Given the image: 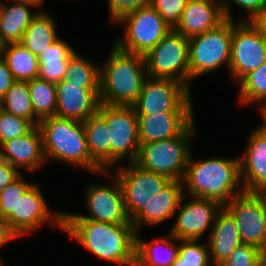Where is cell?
<instances>
[{
  "mask_svg": "<svg viewBox=\"0 0 266 266\" xmlns=\"http://www.w3.org/2000/svg\"><path fill=\"white\" fill-rule=\"evenodd\" d=\"M62 231L102 260L119 266L136 265V231L133 224L63 219Z\"/></svg>",
  "mask_w": 266,
  "mask_h": 266,
  "instance_id": "1",
  "label": "cell"
},
{
  "mask_svg": "<svg viewBox=\"0 0 266 266\" xmlns=\"http://www.w3.org/2000/svg\"><path fill=\"white\" fill-rule=\"evenodd\" d=\"M190 154L187 170L183 179L187 196L213 199L222 206L234 197L243 194L241 182L240 159L211 158L194 160Z\"/></svg>",
  "mask_w": 266,
  "mask_h": 266,
  "instance_id": "2",
  "label": "cell"
},
{
  "mask_svg": "<svg viewBox=\"0 0 266 266\" xmlns=\"http://www.w3.org/2000/svg\"><path fill=\"white\" fill-rule=\"evenodd\" d=\"M100 67L101 103L133 106L149 77L144 55L120 50L115 44Z\"/></svg>",
  "mask_w": 266,
  "mask_h": 266,
  "instance_id": "3",
  "label": "cell"
},
{
  "mask_svg": "<svg viewBox=\"0 0 266 266\" xmlns=\"http://www.w3.org/2000/svg\"><path fill=\"white\" fill-rule=\"evenodd\" d=\"M38 128L46 161L59 160L97 174H109L91 158L83 122L52 116L39 121Z\"/></svg>",
  "mask_w": 266,
  "mask_h": 266,
  "instance_id": "4",
  "label": "cell"
},
{
  "mask_svg": "<svg viewBox=\"0 0 266 266\" xmlns=\"http://www.w3.org/2000/svg\"><path fill=\"white\" fill-rule=\"evenodd\" d=\"M193 122L180 136L141 144L134 162L143 170L183 181L191 154L190 139L196 136Z\"/></svg>",
  "mask_w": 266,
  "mask_h": 266,
  "instance_id": "5",
  "label": "cell"
},
{
  "mask_svg": "<svg viewBox=\"0 0 266 266\" xmlns=\"http://www.w3.org/2000/svg\"><path fill=\"white\" fill-rule=\"evenodd\" d=\"M232 20L225 19L216 28L189 38L190 84L196 77L217 71L231 61Z\"/></svg>",
  "mask_w": 266,
  "mask_h": 266,
  "instance_id": "6",
  "label": "cell"
},
{
  "mask_svg": "<svg viewBox=\"0 0 266 266\" xmlns=\"http://www.w3.org/2000/svg\"><path fill=\"white\" fill-rule=\"evenodd\" d=\"M148 76L172 79L190 89L189 39L171 29L145 55Z\"/></svg>",
  "mask_w": 266,
  "mask_h": 266,
  "instance_id": "7",
  "label": "cell"
},
{
  "mask_svg": "<svg viewBox=\"0 0 266 266\" xmlns=\"http://www.w3.org/2000/svg\"><path fill=\"white\" fill-rule=\"evenodd\" d=\"M109 130V169L125 156L135 162L140 149L138 119L133 106L101 103L99 111Z\"/></svg>",
  "mask_w": 266,
  "mask_h": 266,
  "instance_id": "8",
  "label": "cell"
},
{
  "mask_svg": "<svg viewBox=\"0 0 266 266\" xmlns=\"http://www.w3.org/2000/svg\"><path fill=\"white\" fill-rule=\"evenodd\" d=\"M124 35L115 45L122 51L145 55L172 29L163 17L149 4L123 16Z\"/></svg>",
  "mask_w": 266,
  "mask_h": 266,
  "instance_id": "9",
  "label": "cell"
},
{
  "mask_svg": "<svg viewBox=\"0 0 266 266\" xmlns=\"http://www.w3.org/2000/svg\"><path fill=\"white\" fill-rule=\"evenodd\" d=\"M190 97V89L181 82L148 77L133 107L136 115L193 112Z\"/></svg>",
  "mask_w": 266,
  "mask_h": 266,
  "instance_id": "10",
  "label": "cell"
},
{
  "mask_svg": "<svg viewBox=\"0 0 266 266\" xmlns=\"http://www.w3.org/2000/svg\"><path fill=\"white\" fill-rule=\"evenodd\" d=\"M266 62V40L248 21L232 20L229 74L239 83L247 74Z\"/></svg>",
  "mask_w": 266,
  "mask_h": 266,
  "instance_id": "11",
  "label": "cell"
},
{
  "mask_svg": "<svg viewBox=\"0 0 266 266\" xmlns=\"http://www.w3.org/2000/svg\"><path fill=\"white\" fill-rule=\"evenodd\" d=\"M223 208L234 218L242 243L262 250L266 240V198L258 192H244Z\"/></svg>",
  "mask_w": 266,
  "mask_h": 266,
  "instance_id": "12",
  "label": "cell"
},
{
  "mask_svg": "<svg viewBox=\"0 0 266 266\" xmlns=\"http://www.w3.org/2000/svg\"><path fill=\"white\" fill-rule=\"evenodd\" d=\"M113 184L87 187L85 204L89 215L63 212V219H85L112 224H132L125 207L122 187L114 177Z\"/></svg>",
  "mask_w": 266,
  "mask_h": 266,
  "instance_id": "13",
  "label": "cell"
},
{
  "mask_svg": "<svg viewBox=\"0 0 266 266\" xmlns=\"http://www.w3.org/2000/svg\"><path fill=\"white\" fill-rule=\"evenodd\" d=\"M118 168L115 177L122 187L126 211L131 219L151 196H155L171 181L167 176L143 170L134 162Z\"/></svg>",
  "mask_w": 266,
  "mask_h": 266,
  "instance_id": "14",
  "label": "cell"
},
{
  "mask_svg": "<svg viewBox=\"0 0 266 266\" xmlns=\"http://www.w3.org/2000/svg\"><path fill=\"white\" fill-rule=\"evenodd\" d=\"M45 199L36 184H31L17 199L16 212L7 221L19 237L34 232L48 222L62 229L63 212H51Z\"/></svg>",
  "mask_w": 266,
  "mask_h": 266,
  "instance_id": "15",
  "label": "cell"
},
{
  "mask_svg": "<svg viewBox=\"0 0 266 266\" xmlns=\"http://www.w3.org/2000/svg\"><path fill=\"white\" fill-rule=\"evenodd\" d=\"M185 196L179 203L178 212L174 214L177 217L169 233L179 240L200 241L209 227H213L215 217L223 206L216 200L193 196L183 204Z\"/></svg>",
  "mask_w": 266,
  "mask_h": 266,
  "instance_id": "16",
  "label": "cell"
},
{
  "mask_svg": "<svg viewBox=\"0 0 266 266\" xmlns=\"http://www.w3.org/2000/svg\"><path fill=\"white\" fill-rule=\"evenodd\" d=\"M55 86L56 116L84 122L99 111L100 89H83V84L68 83L64 79Z\"/></svg>",
  "mask_w": 266,
  "mask_h": 266,
  "instance_id": "17",
  "label": "cell"
},
{
  "mask_svg": "<svg viewBox=\"0 0 266 266\" xmlns=\"http://www.w3.org/2000/svg\"><path fill=\"white\" fill-rule=\"evenodd\" d=\"M240 159L241 185L245 192H260L266 186V132L259 126L250 132Z\"/></svg>",
  "mask_w": 266,
  "mask_h": 266,
  "instance_id": "18",
  "label": "cell"
},
{
  "mask_svg": "<svg viewBox=\"0 0 266 266\" xmlns=\"http://www.w3.org/2000/svg\"><path fill=\"white\" fill-rule=\"evenodd\" d=\"M186 192L181 180H171L159 193L151 196L144 207L131 219L136 232L143 225L156 226L175 216Z\"/></svg>",
  "mask_w": 266,
  "mask_h": 266,
  "instance_id": "19",
  "label": "cell"
},
{
  "mask_svg": "<svg viewBox=\"0 0 266 266\" xmlns=\"http://www.w3.org/2000/svg\"><path fill=\"white\" fill-rule=\"evenodd\" d=\"M0 158L19 170L21 166L30 172L41 168L46 159L38 126H34L27 134L2 143Z\"/></svg>",
  "mask_w": 266,
  "mask_h": 266,
  "instance_id": "20",
  "label": "cell"
},
{
  "mask_svg": "<svg viewBox=\"0 0 266 266\" xmlns=\"http://www.w3.org/2000/svg\"><path fill=\"white\" fill-rule=\"evenodd\" d=\"M193 112H160L137 115L140 144L180 136L194 121Z\"/></svg>",
  "mask_w": 266,
  "mask_h": 266,
  "instance_id": "21",
  "label": "cell"
},
{
  "mask_svg": "<svg viewBox=\"0 0 266 266\" xmlns=\"http://www.w3.org/2000/svg\"><path fill=\"white\" fill-rule=\"evenodd\" d=\"M224 20L219 0H188L174 30L189 39L216 28Z\"/></svg>",
  "mask_w": 266,
  "mask_h": 266,
  "instance_id": "22",
  "label": "cell"
},
{
  "mask_svg": "<svg viewBox=\"0 0 266 266\" xmlns=\"http://www.w3.org/2000/svg\"><path fill=\"white\" fill-rule=\"evenodd\" d=\"M208 247L213 266L224 262L242 244L234 218L222 207L209 234Z\"/></svg>",
  "mask_w": 266,
  "mask_h": 266,
  "instance_id": "23",
  "label": "cell"
},
{
  "mask_svg": "<svg viewBox=\"0 0 266 266\" xmlns=\"http://www.w3.org/2000/svg\"><path fill=\"white\" fill-rule=\"evenodd\" d=\"M176 241L179 239L168 232L165 237L146 242L136 232L135 266H171L178 255L179 244H174Z\"/></svg>",
  "mask_w": 266,
  "mask_h": 266,
  "instance_id": "24",
  "label": "cell"
},
{
  "mask_svg": "<svg viewBox=\"0 0 266 266\" xmlns=\"http://www.w3.org/2000/svg\"><path fill=\"white\" fill-rule=\"evenodd\" d=\"M36 7L27 3L6 5L1 3L0 11V36L8 43H21L24 32L38 12H31L30 7Z\"/></svg>",
  "mask_w": 266,
  "mask_h": 266,
  "instance_id": "25",
  "label": "cell"
},
{
  "mask_svg": "<svg viewBox=\"0 0 266 266\" xmlns=\"http://www.w3.org/2000/svg\"><path fill=\"white\" fill-rule=\"evenodd\" d=\"M59 38L53 16L47 11H38L24 32L21 44L39 57Z\"/></svg>",
  "mask_w": 266,
  "mask_h": 266,
  "instance_id": "26",
  "label": "cell"
},
{
  "mask_svg": "<svg viewBox=\"0 0 266 266\" xmlns=\"http://www.w3.org/2000/svg\"><path fill=\"white\" fill-rule=\"evenodd\" d=\"M74 53L75 50L59 37L38 57V77L53 83L62 81L69 59Z\"/></svg>",
  "mask_w": 266,
  "mask_h": 266,
  "instance_id": "27",
  "label": "cell"
},
{
  "mask_svg": "<svg viewBox=\"0 0 266 266\" xmlns=\"http://www.w3.org/2000/svg\"><path fill=\"white\" fill-rule=\"evenodd\" d=\"M91 158L109 171V130L105 118L97 112L83 122Z\"/></svg>",
  "mask_w": 266,
  "mask_h": 266,
  "instance_id": "28",
  "label": "cell"
},
{
  "mask_svg": "<svg viewBox=\"0 0 266 266\" xmlns=\"http://www.w3.org/2000/svg\"><path fill=\"white\" fill-rule=\"evenodd\" d=\"M3 60L15 81H30L39 75V59L21 43H8Z\"/></svg>",
  "mask_w": 266,
  "mask_h": 266,
  "instance_id": "29",
  "label": "cell"
},
{
  "mask_svg": "<svg viewBox=\"0 0 266 266\" xmlns=\"http://www.w3.org/2000/svg\"><path fill=\"white\" fill-rule=\"evenodd\" d=\"M0 108L12 115L29 120L34 126L39 124L32 108L27 81H15L0 100Z\"/></svg>",
  "mask_w": 266,
  "mask_h": 266,
  "instance_id": "30",
  "label": "cell"
},
{
  "mask_svg": "<svg viewBox=\"0 0 266 266\" xmlns=\"http://www.w3.org/2000/svg\"><path fill=\"white\" fill-rule=\"evenodd\" d=\"M35 117L42 119L56 116L57 95L55 83L39 77L27 81Z\"/></svg>",
  "mask_w": 266,
  "mask_h": 266,
  "instance_id": "31",
  "label": "cell"
},
{
  "mask_svg": "<svg viewBox=\"0 0 266 266\" xmlns=\"http://www.w3.org/2000/svg\"><path fill=\"white\" fill-rule=\"evenodd\" d=\"M64 80L83 84V89H100V66L75 51L69 59Z\"/></svg>",
  "mask_w": 266,
  "mask_h": 266,
  "instance_id": "32",
  "label": "cell"
},
{
  "mask_svg": "<svg viewBox=\"0 0 266 266\" xmlns=\"http://www.w3.org/2000/svg\"><path fill=\"white\" fill-rule=\"evenodd\" d=\"M239 101L241 104L266 105V62L247 74L239 83Z\"/></svg>",
  "mask_w": 266,
  "mask_h": 266,
  "instance_id": "33",
  "label": "cell"
},
{
  "mask_svg": "<svg viewBox=\"0 0 266 266\" xmlns=\"http://www.w3.org/2000/svg\"><path fill=\"white\" fill-rule=\"evenodd\" d=\"M179 263L188 265H210V252L208 244L199 243L198 240H179L178 241Z\"/></svg>",
  "mask_w": 266,
  "mask_h": 266,
  "instance_id": "34",
  "label": "cell"
},
{
  "mask_svg": "<svg viewBox=\"0 0 266 266\" xmlns=\"http://www.w3.org/2000/svg\"><path fill=\"white\" fill-rule=\"evenodd\" d=\"M32 183L22 177V173L3 190L0 191V217L8 219L16 212V203L19 197Z\"/></svg>",
  "mask_w": 266,
  "mask_h": 266,
  "instance_id": "35",
  "label": "cell"
},
{
  "mask_svg": "<svg viewBox=\"0 0 266 266\" xmlns=\"http://www.w3.org/2000/svg\"><path fill=\"white\" fill-rule=\"evenodd\" d=\"M33 127L29 120L0 108V145L7 140L27 134Z\"/></svg>",
  "mask_w": 266,
  "mask_h": 266,
  "instance_id": "36",
  "label": "cell"
},
{
  "mask_svg": "<svg viewBox=\"0 0 266 266\" xmlns=\"http://www.w3.org/2000/svg\"><path fill=\"white\" fill-rule=\"evenodd\" d=\"M263 259L264 256L260 248L242 243L219 266H258Z\"/></svg>",
  "mask_w": 266,
  "mask_h": 266,
  "instance_id": "37",
  "label": "cell"
},
{
  "mask_svg": "<svg viewBox=\"0 0 266 266\" xmlns=\"http://www.w3.org/2000/svg\"><path fill=\"white\" fill-rule=\"evenodd\" d=\"M188 0H150V5L174 29L180 21Z\"/></svg>",
  "mask_w": 266,
  "mask_h": 266,
  "instance_id": "38",
  "label": "cell"
},
{
  "mask_svg": "<svg viewBox=\"0 0 266 266\" xmlns=\"http://www.w3.org/2000/svg\"><path fill=\"white\" fill-rule=\"evenodd\" d=\"M221 9L225 19L234 20L232 17L229 2L248 12V19H240V21H249L254 15L262 12L266 8V0H219Z\"/></svg>",
  "mask_w": 266,
  "mask_h": 266,
  "instance_id": "39",
  "label": "cell"
},
{
  "mask_svg": "<svg viewBox=\"0 0 266 266\" xmlns=\"http://www.w3.org/2000/svg\"><path fill=\"white\" fill-rule=\"evenodd\" d=\"M150 0H108L110 19L116 23L126 14L149 5Z\"/></svg>",
  "mask_w": 266,
  "mask_h": 266,
  "instance_id": "40",
  "label": "cell"
},
{
  "mask_svg": "<svg viewBox=\"0 0 266 266\" xmlns=\"http://www.w3.org/2000/svg\"><path fill=\"white\" fill-rule=\"evenodd\" d=\"M20 174L21 172L16 167L0 158V191L13 182Z\"/></svg>",
  "mask_w": 266,
  "mask_h": 266,
  "instance_id": "41",
  "label": "cell"
},
{
  "mask_svg": "<svg viewBox=\"0 0 266 266\" xmlns=\"http://www.w3.org/2000/svg\"><path fill=\"white\" fill-rule=\"evenodd\" d=\"M15 82L10 69L3 58L0 59V100Z\"/></svg>",
  "mask_w": 266,
  "mask_h": 266,
  "instance_id": "42",
  "label": "cell"
},
{
  "mask_svg": "<svg viewBox=\"0 0 266 266\" xmlns=\"http://www.w3.org/2000/svg\"><path fill=\"white\" fill-rule=\"evenodd\" d=\"M19 236L11 229L7 219L0 217V248ZM2 261V259L0 258Z\"/></svg>",
  "mask_w": 266,
  "mask_h": 266,
  "instance_id": "43",
  "label": "cell"
},
{
  "mask_svg": "<svg viewBox=\"0 0 266 266\" xmlns=\"http://www.w3.org/2000/svg\"><path fill=\"white\" fill-rule=\"evenodd\" d=\"M248 22L266 40V8L254 15Z\"/></svg>",
  "mask_w": 266,
  "mask_h": 266,
  "instance_id": "44",
  "label": "cell"
},
{
  "mask_svg": "<svg viewBox=\"0 0 266 266\" xmlns=\"http://www.w3.org/2000/svg\"><path fill=\"white\" fill-rule=\"evenodd\" d=\"M13 2L32 4L37 8V6L39 7L43 4L44 0H14Z\"/></svg>",
  "mask_w": 266,
  "mask_h": 266,
  "instance_id": "45",
  "label": "cell"
},
{
  "mask_svg": "<svg viewBox=\"0 0 266 266\" xmlns=\"http://www.w3.org/2000/svg\"><path fill=\"white\" fill-rule=\"evenodd\" d=\"M259 110L263 118V123L260 125V127L266 132V105L259 107Z\"/></svg>",
  "mask_w": 266,
  "mask_h": 266,
  "instance_id": "46",
  "label": "cell"
},
{
  "mask_svg": "<svg viewBox=\"0 0 266 266\" xmlns=\"http://www.w3.org/2000/svg\"><path fill=\"white\" fill-rule=\"evenodd\" d=\"M171 266H213V265H188L186 263H179V256L177 255L176 259Z\"/></svg>",
  "mask_w": 266,
  "mask_h": 266,
  "instance_id": "47",
  "label": "cell"
},
{
  "mask_svg": "<svg viewBox=\"0 0 266 266\" xmlns=\"http://www.w3.org/2000/svg\"><path fill=\"white\" fill-rule=\"evenodd\" d=\"M5 46L6 43L3 41L2 37L0 36V59L3 57Z\"/></svg>",
  "mask_w": 266,
  "mask_h": 266,
  "instance_id": "48",
  "label": "cell"
},
{
  "mask_svg": "<svg viewBox=\"0 0 266 266\" xmlns=\"http://www.w3.org/2000/svg\"><path fill=\"white\" fill-rule=\"evenodd\" d=\"M259 193L266 198V186Z\"/></svg>",
  "mask_w": 266,
  "mask_h": 266,
  "instance_id": "49",
  "label": "cell"
},
{
  "mask_svg": "<svg viewBox=\"0 0 266 266\" xmlns=\"http://www.w3.org/2000/svg\"><path fill=\"white\" fill-rule=\"evenodd\" d=\"M262 253H263L264 258H266V240H265L264 248L262 249Z\"/></svg>",
  "mask_w": 266,
  "mask_h": 266,
  "instance_id": "50",
  "label": "cell"
},
{
  "mask_svg": "<svg viewBox=\"0 0 266 266\" xmlns=\"http://www.w3.org/2000/svg\"><path fill=\"white\" fill-rule=\"evenodd\" d=\"M258 266H266V258H264Z\"/></svg>",
  "mask_w": 266,
  "mask_h": 266,
  "instance_id": "51",
  "label": "cell"
}]
</instances>
